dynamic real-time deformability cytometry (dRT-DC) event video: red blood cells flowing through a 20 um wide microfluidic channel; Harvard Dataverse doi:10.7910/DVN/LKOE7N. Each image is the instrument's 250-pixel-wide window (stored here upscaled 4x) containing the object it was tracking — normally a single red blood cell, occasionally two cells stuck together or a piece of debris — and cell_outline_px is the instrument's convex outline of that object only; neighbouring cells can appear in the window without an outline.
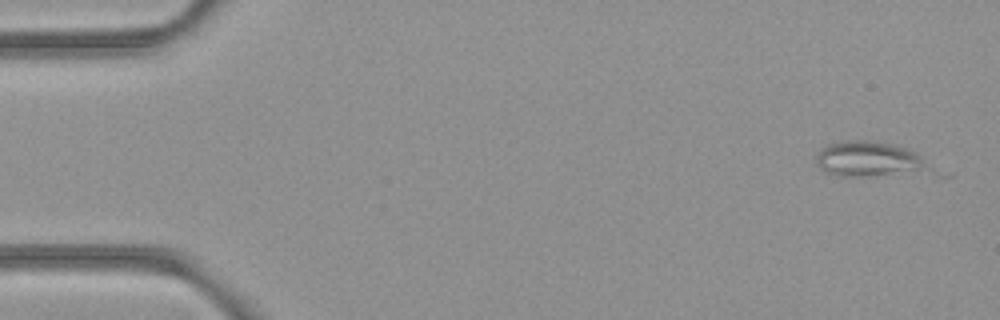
{"species": "common noctule bat (a hibernating species)", "species_latin": "Nyctalus noctula", "temperature_condition": "room temperature", "stored_images_in_passage": 6, "camera_frame_rate_fps": 3000, "um_per_image_px": 0.085, "animal": {"sex": "female", "body_mass_g": 21.9}, "frame": {"image": 1, "passage_image": 1, "time_ms": 0.0, "image_size_px": [1000, 320], "cell_outline_px": [[924, 164], [916, 168], [860, 176], [836, 176], [820, 168], [816, 164], [816, 156], [820, 148], [828, 144], [848, 140], [864, 140], [892, 144], [908, 148], [916, 152]], "centroid_in_image_um": [73.57, 13.45], "position_along_channel_um": 11.4, "area_um2": 21.44}}